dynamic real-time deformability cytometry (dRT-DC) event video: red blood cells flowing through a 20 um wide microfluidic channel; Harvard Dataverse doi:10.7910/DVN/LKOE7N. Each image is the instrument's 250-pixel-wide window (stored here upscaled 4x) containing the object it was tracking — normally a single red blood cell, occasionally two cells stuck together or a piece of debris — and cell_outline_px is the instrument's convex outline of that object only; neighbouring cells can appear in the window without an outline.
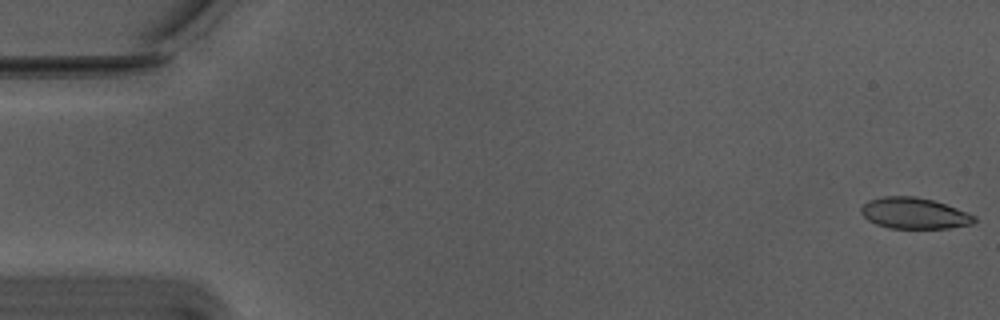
{"species": "Egyptian fruit bat (a non-hibernating species)", "species_latin": "Rousettus aegyptiacus", "temperature_condition": "warm", "stored_images_in_passage": 55, "camera_frame_rate_fps": 3000, "um_per_image_px": 0.085, "animal": {"sex": "male"}, "frame": {"image": 1, "passage_image": 1, "time_ms": 0.0, "image_size_px": [1000, 320], "cell_outline_px": [[976, 220], [972, 224], [948, 228], [888, 228], [876, 224], [868, 220], [860, 212], [860, 208], [868, 200], [884, 196], [916, 196], [932, 200], [956, 208], [976, 216]], "centroid_in_image_um": [77.68, 18.13], "position_along_channel_um": 7.3, "area_um2": 20.46}}
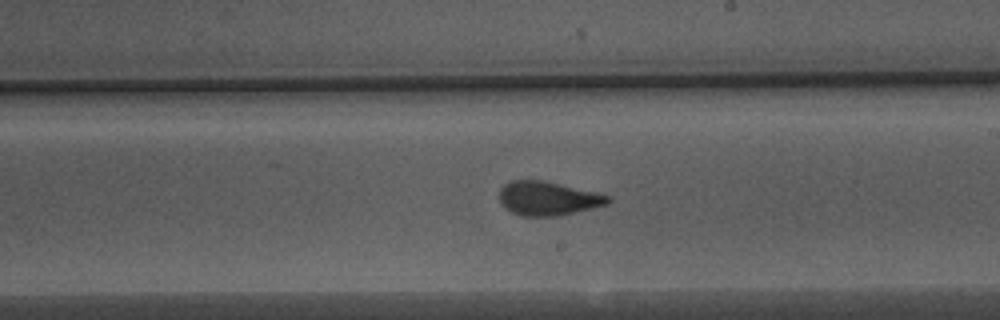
{"frame": {"image": 2, "passage_image": 32, "time_ms": 10.333, "image_size_px": [1000, 320], "cell_outline_px": [[612, 200], [608, 204], [560, 216], [520, 216], [504, 208], [500, 200], [500, 188], [504, 184], [512, 180], [544, 180], [612, 196]], "centroid_in_image_um": [46.58, 16.87], "position_along_channel_um": 242.4, "area_um2": 21.62}}
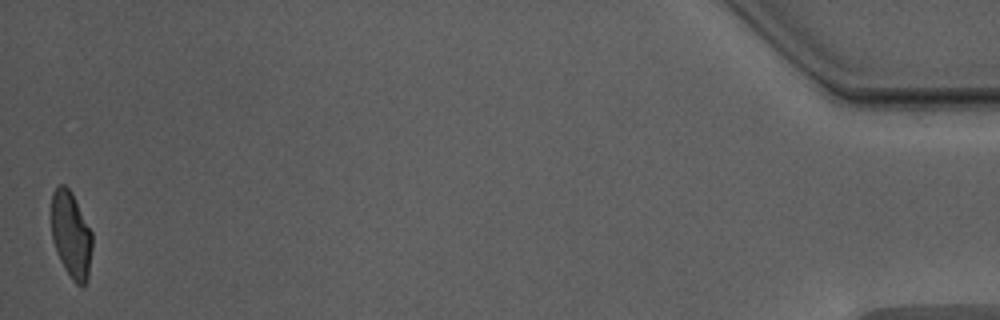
{"frame": {"image": 3, "passage_image": 55, "time_ms": 18.0, "image_size_px": [1000, 320], "cell_outline_px": [[92, 248], [88, 280], [84, 284], [76, 284], [72, 280], [64, 268], [60, 260], [52, 240], [52, 192], [60, 184], [64, 184], [72, 192], [92, 232]], "centroid_in_image_um": [6.05, 19.96], "position_along_channel_um": 429.1, "area_um2": 20.58}, "authors_computed_cell_mechanics": {"area_um2": 21.386, "velocity_mm_per_s": 3.7438, "shape_relaxation_time_tau1_ms": 5.8669, "shape_relaxation_time_tau2_ms": 0.9973, "deformation_change_tau1": 0.1952, "deformation_change_tau2": 0.0682}}